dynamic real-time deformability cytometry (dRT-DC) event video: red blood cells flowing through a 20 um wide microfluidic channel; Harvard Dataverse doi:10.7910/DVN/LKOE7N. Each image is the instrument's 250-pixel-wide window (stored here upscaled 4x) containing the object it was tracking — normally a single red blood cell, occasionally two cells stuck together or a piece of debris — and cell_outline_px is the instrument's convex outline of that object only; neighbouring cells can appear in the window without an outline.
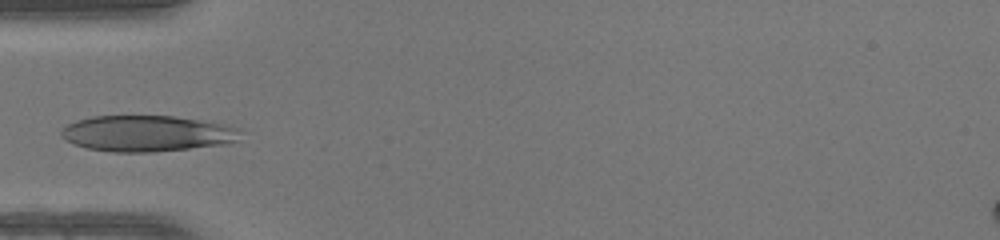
{"species": "human", "species_latin": "Homo sapiens", "temperature_condition": "warm", "stored_images_in_passage": 33, "camera_frame_rate_fps": 3000, "um_per_image_px": 0.085, "donor": {"sex": "female"}, "frame": {"image": 1, "passage_image": 1, "time_ms": 0.0, "image_size_px": [1000, 240], "cell_outline_px": [[240, 128], [236, 140], [224, 144], [156, 152], [112, 152], [88, 148], [72, 144], [60, 136], [60, 132], [68, 124], [76, 120], [92, 116], [172, 116], [200, 120], [224, 124]], "centroid_in_image_um": [12.44, 11.35], "position_along_channel_um": 72.6, "area_um2": 37.51}}
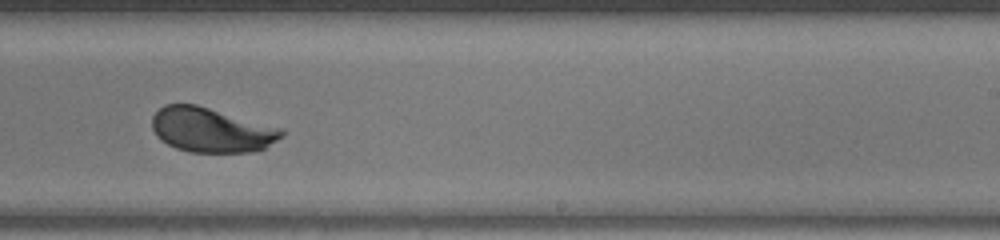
{"frame": {"image": 2, "passage_image": 15, "time_ms": 4.667, "image_size_px": [1000, 240], "cell_outline_px": [[284, 136], [264, 148], [252, 152], [188, 152], [176, 148], [160, 140], [156, 136], [152, 128], [152, 116], [164, 104], [196, 104], [284, 128]], "centroid_in_image_um": [17.97, 11.04], "position_along_channel_um": 271.0, "area_um2": 33.93}}
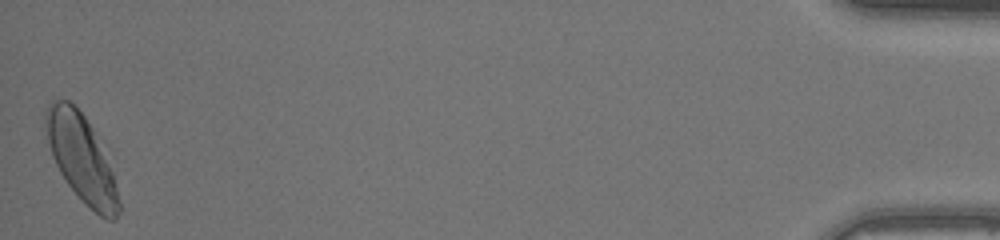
{"frame": {"image": 3, "passage_image": 33, "time_ms": 10.667, "image_size_px": [1000, 240], "cell_outline_px": [[120, 212], [116, 220], [108, 220], [100, 216], [68, 184], [60, 172], [52, 156], [44, 124], [44, 116], [48, 104], [52, 100], [68, 100], [84, 116], [92, 128], [112, 172], [120, 200]], "centroid_in_image_um": [6.91, 13.44], "position_along_channel_um": 428.3, "area_um2": 36.01}}